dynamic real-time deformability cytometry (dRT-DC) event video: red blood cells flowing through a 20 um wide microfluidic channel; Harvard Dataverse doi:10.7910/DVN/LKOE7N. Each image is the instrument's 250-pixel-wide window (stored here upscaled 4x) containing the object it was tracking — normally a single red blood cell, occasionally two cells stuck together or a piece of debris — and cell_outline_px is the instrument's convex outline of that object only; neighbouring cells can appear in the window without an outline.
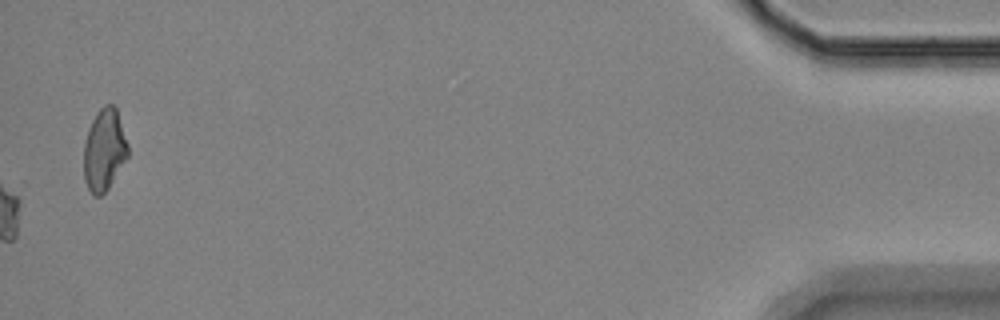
{"species": "Egyptian fruit bat (a non-hibernating species)", "species_latin": "Rousettus aegyptiacus", "temperature_condition": "room temperature", "stored_images_in_passage": 58, "camera_frame_rate_fps": 3000, "um_per_image_px": 0.085, "animal": {"sex": "female"}, "frame": {"image": 1, "passage_image": 58, "time_ms": 19.0, "image_size_px": [1000, 320], "cell_outline_px": [[128, 156], [108, 188], [100, 196], [92, 196], [84, 180], [84, 144], [88, 128], [96, 112], [104, 104], [112, 104], [116, 108], [128, 144]], "centroid_in_image_um": [8.85, 12.73], "position_along_channel_um": 426.4, "area_um2": 21.04}, "authors_computed_cell_mechanics": {"area_um2": 18.496, "velocity_mm_per_s": 3.543, "shape_relaxation_time_tau1_ms": 4.1043, "shape_relaxation_time_tau2_ms": 5.1327, "deformation_change_tau1": 0.1613, "deformation_change_tau2": 0.1012}}